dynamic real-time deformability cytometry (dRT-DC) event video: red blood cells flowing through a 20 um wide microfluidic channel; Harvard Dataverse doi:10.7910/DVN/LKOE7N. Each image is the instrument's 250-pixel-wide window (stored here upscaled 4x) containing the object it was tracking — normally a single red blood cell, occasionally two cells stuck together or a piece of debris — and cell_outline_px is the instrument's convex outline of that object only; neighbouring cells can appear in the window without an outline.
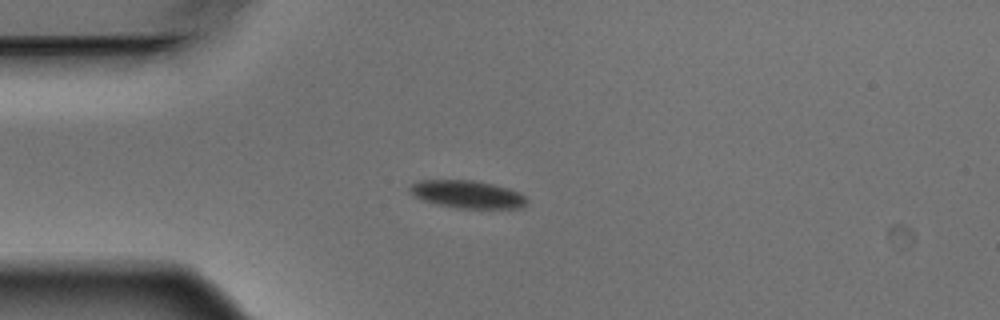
{"species": "Egyptian fruit bat (a non-hibernating species)", "species_latin": "Rousettus aegyptiacus", "temperature_condition": "warm", "stored_images_in_passage": 5, "camera_frame_rate_fps": 3000, "um_per_image_px": 0.085, "animal": {"sex": "male"}, "frame": {"image": 1, "passage_image": 1, "time_ms": 0.0, "image_size_px": [1000, 320], "cell_outline_px": [[528, 204], [524, 208], [456, 208], [436, 204], [424, 200], [408, 192], [408, 188], [412, 184], [420, 180], [472, 180], [492, 184], [508, 188], [520, 192], [528, 200]], "centroid_in_image_um": [39.75, 16.52], "position_along_channel_um": 45.2, "area_um2": 18.96}}
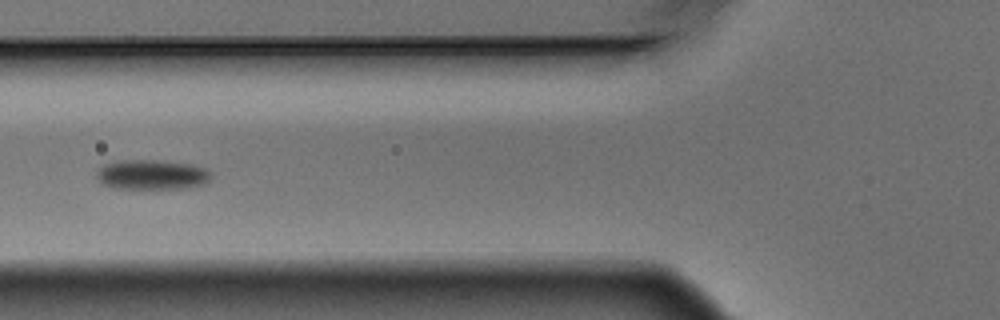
{"frame": {"image": 2, "passage_image": 3, "time_ms": 0.667, "image_size_px": [1000, 320], "cell_outline_px": [[212, 176], [208, 184], [188, 188], [112, 188], [100, 184], [96, 176], [96, 172], [104, 164], [124, 160], [152, 160], [192, 164], [204, 168], [212, 172]], "centroid_in_image_um": [12.94, 14.86], "position_along_channel_um": 112.9, "area_um2": 20.11}}
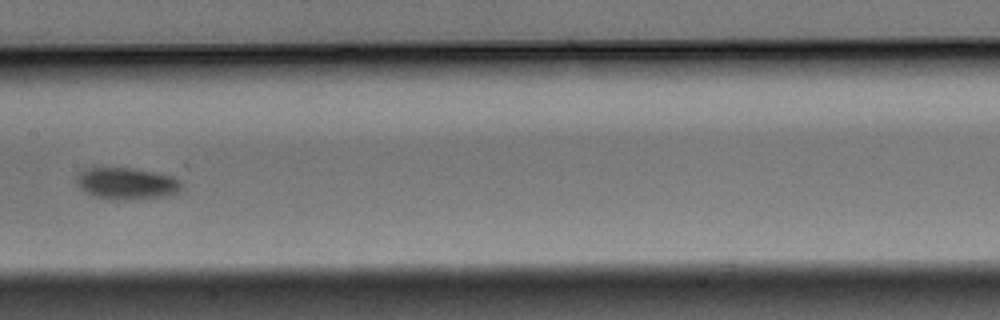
{"frame": {"image": 3, "passage_image": 5, "time_ms": 1.333, "image_size_px": [1000, 320], "cell_outline_px": [[184, 188], [180, 192], [164, 196], [136, 200], [116, 200], [92, 196], [84, 192], [76, 184], [76, 176], [84, 168], [136, 168], [176, 176], [184, 184]], "centroid_in_image_um": [10.82, 15.6], "position_along_channel_um": 196.6, "area_um2": 20.11}}